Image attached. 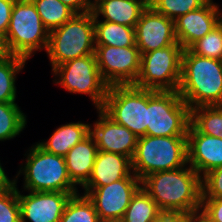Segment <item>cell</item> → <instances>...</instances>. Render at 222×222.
I'll return each mask as SVG.
<instances>
[{
    "instance_id": "cell-14",
    "label": "cell",
    "mask_w": 222,
    "mask_h": 222,
    "mask_svg": "<svg viewBox=\"0 0 222 222\" xmlns=\"http://www.w3.org/2000/svg\"><path fill=\"white\" fill-rule=\"evenodd\" d=\"M222 22L219 5L208 0L202 7L174 20L177 41L183 49H189Z\"/></svg>"
},
{
    "instance_id": "cell-41",
    "label": "cell",
    "mask_w": 222,
    "mask_h": 222,
    "mask_svg": "<svg viewBox=\"0 0 222 222\" xmlns=\"http://www.w3.org/2000/svg\"><path fill=\"white\" fill-rule=\"evenodd\" d=\"M90 1V3L92 4V6L96 3V2H98L99 0H89Z\"/></svg>"
},
{
    "instance_id": "cell-8",
    "label": "cell",
    "mask_w": 222,
    "mask_h": 222,
    "mask_svg": "<svg viewBox=\"0 0 222 222\" xmlns=\"http://www.w3.org/2000/svg\"><path fill=\"white\" fill-rule=\"evenodd\" d=\"M55 84L69 93L87 94L96 109H102L109 85L103 80L95 53L67 61L52 70Z\"/></svg>"
},
{
    "instance_id": "cell-19",
    "label": "cell",
    "mask_w": 222,
    "mask_h": 222,
    "mask_svg": "<svg viewBox=\"0 0 222 222\" xmlns=\"http://www.w3.org/2000/svg\"><path fill=\"white\" fill-rule=\"evenodd\" d=\"M97 153L95 139L89 134L64 156L69 177L76 187H83L88 182Z\"/></svg>"
},
{
    "instance_id": "cell-17",
    "label": "cell",
    "mask_w": 222,
    "mask_h": 222,
    "mask_svg": "<svg viewBox=\"0 0 222 222\" xmlns=\"http://www.w3.org/2000/svg\"><path fill=\"white\" fill-rule=\"evenodd\" d=\"M188 165L201 177L222 166V138L198 132L191 124L187 131Z\"/></svg>"
},
{
    "instance_id": "cell-13",
    "label": "cell",
    "mask_w": 222,
    "mask_h": 222,
    "mask_svg": "<svg viewBox=\"0 0 222 222\" xmlns=\"http://www.w3.org/2000/svg\"><path fill=\"white\" fill-rule=\"evenodd\" d=\"M136 45L141 54L177 43L174 20L156 12L150 5L135 27Z\"/></svg>"
},
{
    "instance_id": "cell-27",
    "label": "cell",
    "mask_w": 222,
    "mask_h": 222,
    "mask_svg": "<svg viewBox=\"0 0 222 222\" xmlns=\"http://www.w3.org/2000/svg\"><path fill=\"white\" fill-rule=\"evenodd\" d=\"M36 6L44 27L50 32L69 19L76 13L60 0H31Z\"/></svg>"
},
{
    "instance_id": "cell-3",
    "label": "cell",
    "mask_w": 222,
    "mask_h": 222,
    "mask_svg": "<svg viewBox=\"0 0 222 222\" xmlns=\"http://www.w3.org/2000/svg\"><path fill=\"white\" fill-rule=\"evenodd\" d=\"M26 153V162L20 165L14 177L17 183L18 177L24 176L23 191L79 193L71 182L63 156L46 152L37 143L29 147Z\"/></svg>"
},
{
    "instance_id": "cell-34",
    "label": "cell",
    "mask_w": 222,
    "mask_h": 222,
    "mask_svg": "<svg viewBox=\"0 0 222 222\" xmlns=\"http://www.w3.org/2000/svg\"><path fill=\"white\" fill-rule=\"evenodd\" d=\"M155 222H193V214L177 209H159Z\"/></svg>"
},
{
    "instance_id": "cell-20",
    "label": "cell",
    "mask_w": 222,
    "mask_h": 222,
    "mask_svg": "<svg viewBox=\"0 0 222 222\" xmlns=\"http://www.w3.org/2000/svg\"><path fill=\"white\" fill-rule=\"evenodd\" d=\"M148 5L145 0H99L92 12L94 17L102 15L103 21L135 28Z\"/></svg>"
},
{
    "instance_id": "cell-42",
    "label": "cell",
    "mask_w": 222,
    "mask_h": 222,
    "mask_svg": "<svg viewBox=\"0 0 222 222\" xmlns=\"http://www.w3.org/2000/svg\"><path fill=\"white\" fill-rule=\"evenodd\" d=\"M148 4L152 1V0H145Z\"/></svg>"
},
{
    "instance_id": "cell-18",
    "label": "cell",
    "mask_w": 222,
    "mask_h": 222,
    "mask_svg": "<svg viewBox=\"0 0 222 222\" xmlns=\"http://www.w3.org/2000/svg\"><path fill=\"white\" fill-rule=\"evenodd\" d=\"M126 177H137L132 170V160L122 154L98 151L93 170L83 189H96Z\"/></svg>"
},
{
    "instance_id": "cell-26",
    "label": "cell",
    "mask_w": 222,
    "mask_h": 222,
    "mask_svg": "<svg viewBox=\"0 0 222 222\" xmlns=\"http://www.w3.org/2000/svg\"><path fill=\"white\" fill-rule=\"evenodd\" d=\"M26 124L27 116L16 102L0 103V141L14 139Z\"/></svg>"
},
{
    "instance_id": "cell-36",
    "label": "cell",
    "mask_w": 222,
    "mask_h": 222,
    "mask_svg": "<svg viewBox=\"0 0 222 222\" xmlns=\"http://www.w3.org/2000/svg\"><path fill=\"white\" fill-rule=\"evenodd\" d=\"M76 14L88 13L93 11V6L89 0H60Z\"/></svg>"
},
{
    "instance_id": "cell-1",
    "label": "cell",
    "mask_w": 222,
    "mask_h": 222,
    "mask_svg": "<svg viewBox=\"0 0 222 222\" xmlns=\"http://www.w3.org/2000/svg\"><path fill=\"white\" fill-rule=\"evenodd\" d=\"M141 186L159 209H177L188 214L200 212L202 177L190 165L152 173L141 181Z\"/></svg>"
},
{
    "instance_id": "cell-33",
    "label": "cell",
    "mask_w": 222,
    "mask_h": 222,
    "mask_svg": "<svg viewBox=\"0 0 222 222\" xmlns=\"http://www.w3.org/2000/svg\"><path fill=\"white\" fill-rule=\"evenodd\" d=\"M200 213L210 222H222V198H202Z\"/></svg>"
},
{
    "instance_id": "cell-29",
    "label": "cell",
    "mask_w": 222,
    "mask_h": 222,
    "mask_svg": "<svg viewBox=\"0 0 222 222\" xmlns=\"http://www.w3.org/2000/svg\"><path fill=\"white\" fill-rule=\"evenodd\" d=\"M208 0H152L149 5L158 13L175 20L202 7Z\"/></svg>"
},
{
    "instance_id": "cell-30",
    "label": "cell",
    "mask_w": 222,
    "mask_h": 222,
    "mask_svg": "<svg viewBox=\"0 0 222 222\" xmlns=\"http://www.w3.org/2000/svg\"><path fill=\"white\" fill-rule=\"evenodd\" d=\"M189 49L199 56L222 61V22Z\"/></svg>"
},
{
    "instance_id": "cell-39",
    "label": "cell",
    "mask_w": 222,
    "mask_h": 222,
    "mask_svg": "<svg viewBox=\"0 0 222 222\" xmlns=\"http://www.w3.org/2000/svg\"><path fill=\"white\" fill-rule=\"evenodd\" d=\"M7 53H6V50H5V47H4V42H3V39L0 37V58L5 56Z\"/></svg>"
},
{
    "instance_id": "cell-22",
    "label": "cell",
    "mask_w": 222,
    "mask_h": 222,
    "mask_svg": "<svg viewBox=\"0 0 222 222\" xmlns=\"http://www.w3.org/2000/svg\"><path fill=\"white\" fill-rule=\"evenodd\" d=\"M94 17L95 45L129 47L136 44L135 28Z\"/></svg>"
},
{
    "instance_id": "cell-9",
    "label": "cell",
    "mask_w": 222,
    "mask_h": 222,
    "mask_svg": "<svg viewBox=\"0 0 222 222\" xmlns=\"http://www.w3.org/2000/svg\"><path fill=\"white\" fill-rule=\"evenodd\" d=\"M183 51L177 42L141 54L140 72L133 85L157 91H178Z\"/></svg>"
},
{
    "instance_id": "cell-2",
    "label": "cell",
    "mask_w": 222,
    "mask_h": 222,
    "mask_svg": "<svg viewBox=\"0 0 222 222\" xmlns=\"http://www.w3.org/2000/svg\"><path fill=\"white\" fill-rule=\"evenodd\" d=\"M178 93L189 109L222 106V61L184 49Z\"/></svg>"
},
{
    "instance_id": "cell-32",
    "label": "cell",
    "mask_w": 222,
    "mask_h": 222,
    "mask_svg": "<svg viewBox=\"0 0 222 222\" xmlns=\"http://www.w3.org/2000/svg\"><path fill=\"white\" fill-rule=\"evenodd\" d=\"M202 198H222V166L202 177Z\"/></svg>"
},
{
    "instance_id": "cell-28",
    "label": "cell",
    "mask_w": 222,
    "mask_h": 222,
    "mask_svg": "<svg viewBox=\"0 0 222 222\" xmlns=\"http://www.w3.org/2000/svg\"><path fill=\"white\" fill-rule=\"evenodd\" d=\"M93 203L84 194H76L67 201L60 222H99Z\"/></svg>"
},
{
    "instance_id": "cell-7",
    "label": "cell",
    "mask_w": 222,
    "mask_h": 222,
    "mask_svg": "<svg viewBox=\"0 0 222 222\" xmlns=\"http://www.w3.org/2000/svg\"><path fill=\"white\" fill-rule=\"evenodd\" d=\"M147 135L187 136L190 109L178 91L148 89Z\"/></svg>"
},
{
    "instance_id": "cell-16",
    "label": "cell",
    "mask_w": 222,
    "mask_h": 222,
    "mask_svg": "<svg viewBox=\"0 0 222 222\" xmlns=\"http://www.w3.org/2000/svg\"><path fill=\"white\" fill-rule=\"evenodd\" d=\"M98 119L90 124V134L94 137L98 151L134 156L138 137L125 126L110 118L102 109H97Z\"/></svg>"
},
{
    "instance_id": "cell-5",
    "label": "cell",
    "mask_w": 222,
    "mask_h": 222,
    "mask_svg": "<svg viewBox=\"0 0 222 222\" xmlns=\"http://www.w3.org/2000/svg\"><path fill=\"white\" fill-rule=\"evenodd\" d=\"M93 12L75 14L60 27L49 32L46 49L51 68L67 61L95 53Z\"/></svg>"
},
{
    "instance_id": "cell-25",
    "label": "cell",
    "mask_w": 222,
    "mask_h": 222,
    "mask_svg": "<svg viewBox=\"0 0 222 222\" xmlns=\"http://www.w3.org/2000/svg\"><path fill=\"white\" fill-rule=\"evenodd\" d=\"M190 124L200 133L222 138V106L190 109Z\"/></svg>"
},
{
    "instance_id": "cell-35",
    "label": "cell",
    "mask_w": 222,
    "mask_h": 222,
    "mask_svg": "<svg viewBox=\"0 0 222 222\" xmlns=\"http://www.w3.org/2000/svg\"><path fill=\"white\" fill-rule=\"evenodd\" d=\"M15 0H0V37L5 38Z\"/></svg>"
},
{
    "instance_id": "cell-24",
    "label": "cell",
    "mask_w": 222,
    "mask_h": 222,
    "mask_svg": "<svg viewBox=\"0 0 222 222\" xmlns=\"http://www.w3.org/2000/svg\"><path fill=\"white\" fill-rule=\"evenodd\" d=\"M158 210L156 202L141 186L132 196L121 222H155Z\"/></svg>"
},
{
    "instance_id": "cell-38",
    "label": "cell",
    "mask_w": 222,
    "mask_h": 222,
    "mask_svg": "<svg viewBox=\"0 0 222 222\" xmlns=\"http://www.w3.org/2000/svg\"><path fill=\"white\" fill-rule=\"evenodd\" d=\"M193 222H210L200 212L193 214Z\"/></svg>"
},
{
    "instance_id": "cell-23",
    "label": "cell",
    "mask_w": 222,
    "mask_h": 222,
    "mask_svg": "<svg viewBox=\"0 0 222 222\" xmlns=\"http://www.w3.org/2000/svg\"><path fill=\"white\" fill-rule=\"evenodd\" d=\"M26 61L22 57L11 54L0 58V103L16 102L17 74L24 69Z\"/></svg>"
},
{
    "instance_id": "cell-10",
    "label": "cell",
    "mask_w": 222,
    "mask_h": 222,
    "mask_svg": "<svg viewBox=\"0 0 222 222\" xmlns=\"http://www.w3.org/2000/svg\"><path fill=\"white\" fill-rule=\"evenodd\" d=\"M102 110L138 138L147 135L148 89L134 85L109 86Z\"/></svg>"
},
{
    "instance_id": "cell-11",
    "label": "cell",
    "mask_w": 222,
    "mask_h": 222,
    "mask_svg": "<svg viewBox=\"0 0 222 222\" xmlns=\"http://www.w3.org/2000/svg\"><path fill=\"white\" fill-rule=\"evenodd\" d=\"M95 56L103 80L109 85H133L140 72L141 53L129 47L96 45Z\"/></svg>"
},
{
    "instance_id": "cell-21",
    "label": "cell",
    "mask_w": 222,
    "mask_h": 222,
    "mask_svg": "<svg viewBox=\"0 0 222 222\" xmlns=\"http://www.w3.org/2000/svg\"><path fill=\"white\" fill-rule=\"evenodd\" d=\"M90 134V124L78 121L58 127L46 141L36 142L46 152L65 156L68 151Z\"/></svg>"
},
{
    "instance_id": "cell-37",
    "label": "cell",
    "mask_w": 222,
    "mask_h": 222,
    "mask_svg": "<svg viewBox=\"0 0 222 222\" xmlns=\"http://www.w3.org/2000/svg\"><path fill=\"white\" fill-rule=\"evenodd\" d=\"M15 186V179H9L0 162V192L7 191Z\"/></svg>"
},
{
    "instance_id": "cell-4",
    "label": "cell",
    "mask_w": 222,
    "mask_h": 222,
    "mask_svg": "<svg viewBox=\"0 0 222 222\" xmlns=\"http://www.w3.org/2000/svg\"><path fill=\"white\" fill-rule=\"evenodd\" d=\"M188 165L187 136L138 138L132 158L133 173L142 181L146 176Z\"/></svg>"
},
{
    "instance_id": "cell-40",
    "label": "cell",
    "mask_w": 222,
    "mask_h": 222,
    "mask_svg": "<svg viewBox=\"0 0 222 222\" xmlns=\"http://www.w3.org/2000/svg\"><path fill=\"white\" fill-rule=\"evenodd\" d=\"M99 222H121V220H100Z\"/></svg>"
},
{
    "instance_id": "cell-31",
    "label": "cell",
    "mask_w": 222,
    "mask_h": 222,
    "mask_svg": "<svg viewBox=\"0 0 222 222\" xmlns=\"http://www.w3.org/2000/svg\"><path fill=\"white\" fill-rule=\"evenodd\" d=\"M0 222H21L17 183L11 189L0 192Z\"/></svg>"
},
{
    "instance_id": "cell-6",
    "label": "cell",
    "mask_w": 222,
    "mask_h": 222,
    "mask_svg": "<svg viewBox=\"0 0 222 222\" xmlns=\"http://www.w3.org/2000/svg\"><path fill=\"white\" fill-rule=\"evenodd\" d=\"M49 31L44 27L31 0H15L4 47L7 54L26 60L36 51L47 49Z\"/></svg>"
},
{
    "instance_id": "cell-15",
    "label": "cell",
    "mask_w": 222,
    "mask_h": 222,
    "mask_svg": "<svg viewBox=\"0 0 222 222\" xmlns=\"http://www.w3.org/2000/svg\"><path fill=\"white\" fill-rule=\"evenodd\" d=\"M78 193L30 192L24 195L18 189L21 222H60L65 205Z\"/></svg>"
},
{
    "instance_id": "cell-12",
    "label": "cell",
    "mask_w": 222,
    "mask_h": 222,
    "mask_svg": "<svg viewBox=\"0 0 222 222\" xmlns=\"http://www.w3.org/2000/svg\"><path fill=\"white\" fill-rule=\"evenodd\" d=\"M140 187L138 177H126L96 189H84L81 194L93 203L100 220H121Z\"/></svg>"
}]
</instances>
